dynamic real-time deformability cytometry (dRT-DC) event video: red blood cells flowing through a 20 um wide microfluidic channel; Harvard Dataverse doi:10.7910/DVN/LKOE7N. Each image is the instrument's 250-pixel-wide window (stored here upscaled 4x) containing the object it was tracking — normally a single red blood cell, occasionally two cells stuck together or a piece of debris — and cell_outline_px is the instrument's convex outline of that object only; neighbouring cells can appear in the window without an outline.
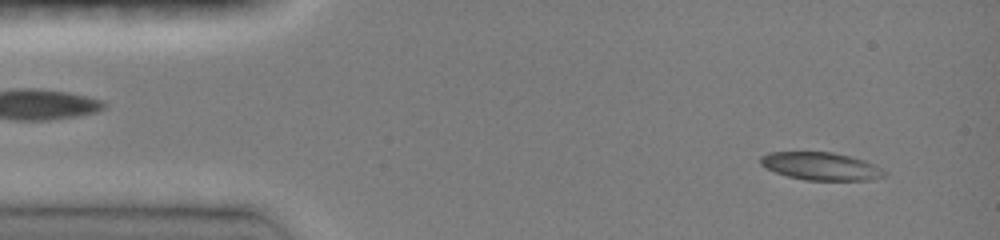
{"species": "common noctule bat (a hibernating species)", "species_latin": "Nyctalus noctula", "temperature_condition": "room temperature", "stored_images_in_passage": 46, "camera_frame_rate_fps": 3000, "um_per_image_px": 0.085, "animal": {"sex": "female", "body_mass_g": 19.0, "forearm_length_mm": 51.5}, "frame": {"image": 1, "passage_image": 3, "time_ms": 0.667, "image_size_px": [1000, 240], "cell_outline_px": [[888, 176], [872, 180], [804, 180], [788, 176], [776, 172], [760, 164], [760, 156], [768, 152], [832, 152], [864, 160], [888, 172]], "centroid_in_image_um": [69.8, 14.13], "position_along_channel_um": 15.2, "area_um2": 20.06}}
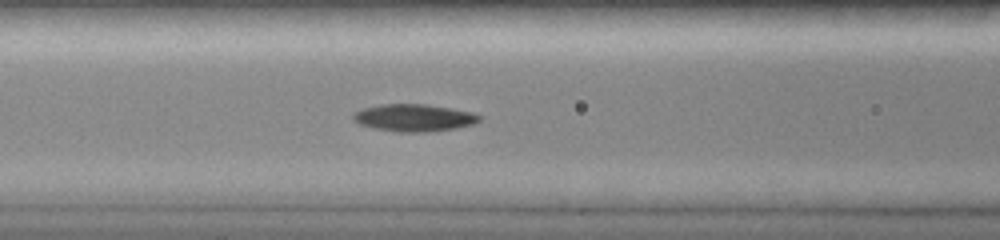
{"frame": {"image": 2, "passage_image": 18, "time_ms": 5.667, "image_size_px": [1000, 240], "cell_outline_px": [[480, 120], [472, 124], [456, 128], [428, 132], [400, 132], [372, 128], [360, 124], [352, 120], [352, 112], [364, 108], [380, 104], [428, 104], [452, 108], [472, 112], [480, 116]], "centroid_in_image_um": [35.15, 10.0], "position_along_channel_um": 131.5, "area_um2": 20.17}}
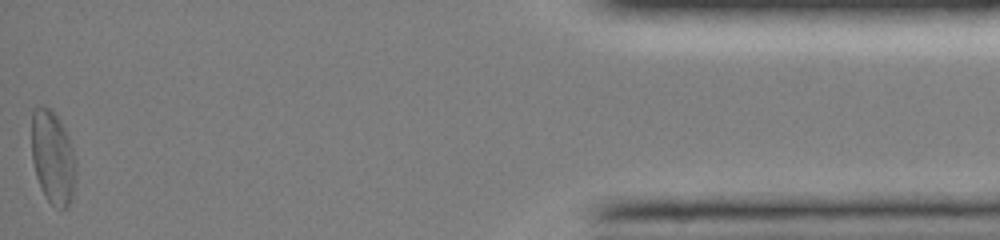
{"frame": {"image": 3, "passage_image": 46, "time_ms": 15.0, "image_size_px": [1000, 240], "cell_outline_px": [[76, 180], [72, 196], [68, 208], [60, 208], [52, 204], [48, 200], [40, 188], [36, 176], [32, 160], [32, 108], [44, 104], [52, 108], [60, 120], [68, 136], [76, 160]], "centroid_in_image_um": [4.49, 13.34], "position_along_channel_um": 430.7, "area_um2": 24.51}, "authors_computed_cell_mechanics": {"area_um2": 20.0855, "velocity_mm_per_s": 4.0343, "shape_relaxation_time_tau1_ms": 3.5361, "shape_relaxation_time_tau2_ms": null, "deformation_change_tau1": 0.1355, "deformation_change_tau2": null}}